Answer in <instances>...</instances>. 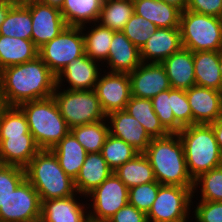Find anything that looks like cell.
<instances>
[{
	"instance_id": "cell-1",
	"label": "cell",
	"mask_w": 222,
	"mask_h": 222,
	"mask_svg": "<svg viewBox=\"0 0 222 222\" xmlns=\"http://www.w3.org/2000/svg\"><path fill=\"white\" fill-rule=\"evenodd\" d=\"M56 85V75L39 56L0 71V89L7 106L49 98Z\"/></svg>"
},
{
	"instance_id": "cell-2",
	"label": "cell",
	"mask_w": 222,
	"mask_h": 222,
	"mask_svg": "<svg viewBox=\"0 0 222 222\" xmlns=\"http://www.w3.org/2000/svg\"><path fill=\"white\" fill-rule=\"evenodd\" d=\"M143 153L148 158L158 183L193 187L194 180L187 170L184 147L178 133L153 138Z\"/></svg>"
},
{
	"instance_id": "cell-3",
	"label": "cell",
	"mask_w": 222,
	"mask_h": 222,
	"mask_svg": "<svg viewBox=\"0 0 222 222\" xmlns=\"http://www.w3.org/2000/svg\"><path fill=\"white\" fill-rule=\"evenodd\" d=\"M25 173L41 201L78 194L74 180L60 167L51 150H40L25 167Z\"/></svg>"
},
{
	"instance_id": "cell-4",
	"label": "cell",
	"mask_w": 222,
	"mask_h": 222,
	"mask_svg": "<svg viewBox=\"0 0 222 222\" xmlns=\"http://www.w3.org/2000/svg\"><path fill=\"white\" fill-rule=\"evenodd\" d=\"M18 107L25 114L29 132L40 150H51L70 132L53 96L27 101Z\"/></svg>"
},
{
	"instance_id": "cell-5",
	"label": "cell",
	"mask_w": 222,
	"mask_h": 222,
	"mask_svg": "<svg viewBox=\"0 0 222 222\" xmlns=\"http://www.w3.org/2000/svg\"><path fill=\"white\" fill-rule=\"evenodd\" d=\"M178 135L184 147L187 170L193 180L222 165V155L210 124L183 127Z\"/></svg>"
},
{
	"instance_id": "cell-6",
	"label": "cell",
	"mask_w": 222,
	"mask_h": 222,
	"mask_svg": "<svg viewBox=\"0 0 222 222\" xmlns=\"http://www.w3.org/2000/svg\"><path fill=\"white\" fill-rule=\"evenodd\" d=\"M179 29L185 49L192 52L222 50V18L184 10Z\"/></svg>"
},
{
	"instance_id": "cell-7",
	"label": "cell",
	"mask_w": 222,
	"mask_h": 222,
	"mask_svg": "<svg viewBox=\"0 0 222 222\" xmlns=\"http://www.w3.org/2000/svg\"><path fill=\"white\" fill-rule=\"evenodd\" d=\"M61 88L63 87L56 85L52 96L70 129L106 119V114L103 112L94 90Z\"/></svg>"
},
{
	"instance_id": "cell-8",
	"label": "cell",
	"mask_w": 222,
	"mask_h": 222,
	"mask_svg": "<svg viewBox=\"0 0 222 222\" xmlns=\"http://www.w3.org/2000/svg\"><path fill=\"white\" fill-rule=\"evenodd\" d=\"M192 198L193 187L161 185L147 213L148 222H188Z\"/></svg>"
},
{
	"instance_id": "cell-9",
	"label": "cell",
	"mask_w": 222,
	"mask_h": 222,
	"mask_svg": "<svg viewBox=\"0 0 222 222\" xmlns=\"http://www.w3.org/2000/svg\"><path fill=\"white\" fill-rule=\"evenodd\" d=\"M85 54L81 27L67 26L54 39L38 49V56L57 76L74 59Z\"/></svg>"
},
{
	"instance_id": "cell-10",
	"label": "cell",
	"mask_w": 222,
	"mask_h": 222,
	"mask_svg": "<svg viewBox=\"0 0 222 222\" xmlns=\"http://www.w3.org/2000/svg\"><path fill=\"white\" fill-rule=\"evenodd\" d=\"M129 188L113 172L101 185L90 192L88 218L95 222H107L119 209L128 204ZM92 210H91V207Z\"/></svg>"
},
{
	"instance_id": "cell-11",
	"label": "cell",
	"mask_w": 222,
	"mask_h": 222,
	"mask_svg": "<svg viewBox=\"0 0 222 222\" xmlns=\"http://www.w3.org/2000/svg\"><path fill=\"white\" fill-rule=\"evenodd\" d=\"M41 217L38 192L25 178L0 207V222H28Z\"/></svg>"
},
{
	"instance_id": "cell-12",
	"label": "cell",
	"mask_w": 222,
	"mask_h": 222,
	"mask_svg": "<svg viewBox=\"0 0 222 222\" xmlns=\"http://www.w3.org/2000/svg\"><path fill=\"white\" fill-rule=\"evenodd\" d=\"M103 72L94 88L103 112L108 115L114 111L124 110L132 96L129 75L109 71L106 73L104 70Z\"/></svg>"
},
{
	"instance_id": "cell-13",
	"label": "cell",
	"mask_w": 222,
	"mask_h": 222,
	"mask_svg": "<svg viewBox=\"0 0 222 222\" xmlns=\"http://www.w3.org/2000/svg\"><path fill=\"white\" fill-rule=\"evenodd\" d=\"M25 6L30 10L32 19L31 40L38 49L67 27L59 8L40 1L31 2Z\"/></svg>"
},
{
	"instance_id": "cell-14",
	"label": "cell",
	"mask_w": 222,
	"mask_h": 222,
	"mask_svg": "<svg viewBox=\"0 0 222 222\" xmlns=\"http://www.w3.org/2000/svg\"><path fill=\"white\" fill-rule=\"evenodd\" d=\"M131 95L137 98L152 99L160 92L171 88L169 78L161 63H141L128 74Z\"/></svg>"
},
{
	"instance_id": "cell-15",
	"label": "cell",
	"mask_w": 222,
	"mask_h": 222,
	"mask_svg": "<svg viewBox=\"0 0 222 222\" xmlns=\"http://www.w3.org/2000/svg\"><path fill=\"white\" fill-rule=\"evenodd\" d=\"M99 63L86 54L74 59L56 76L57 86H65L66 80L68 90H94L98 78L102 74V69L99 67L102 65Z\"/></svg>"
},
{
	"instance_id": "cell-16",
	"label": "cell",
	"mask_w": 222,
	"mask_h": 222,
	"mask_svg": "<svg viewBox=\"0 0 222 222\" xmlns=\"http://www.w3.org/2000/svg\"><path fill=\"white\" fill-rule=\"evenodd\" d=\"M193 124H210L221 117L222 92L201 86L186 90Z\"/></svg>"
},
{
	"instance_id": "cell-17",
	"label": "cell",
	"mask_w": 222,
	"mask_h": 222,
	"mask_svg": "<svg viewBox=\"0 0 222 222\" xmlns=\"http://www.w3.org/2000/svg\"><path fill=\"white\" fill-rule=\"evenodd\" d=\"M106 120L110 124L108 125L110 135L122 139L140 153L147 149L152 138L139 121L126 110L111 112L106 115Z\"/></svg>"
},
{
	"instance_id": "cell-18",
	"label": "cell",
	"mask_w": 222,
	"mask_h": 222,
	"mask_svg": "<svg viewBox=\"0 0 222 222\" xmlns=\"http://www.w3.org/2000/svg\"><path fill=\"white\" fill-rule=\"evenodd\" d=\"M182 48L179 28H157L140 49L143 63H161Z\"/></svg>"
},
{
	"instance_id": "cell-19",
	"label": "cell",
	"mask_w": 222,
	"mask_h": 222,
	"mask_svg": "<svg viewBox=\"0 0 222 222\" xmlns=\"http://www.w3.org/2000/svg\"><path fill=\"white\" fill-rule=\"evenodd\" d=\"M79 195L85 197L78 193V196L41 201V217L46 222H87L88 203H79Z\"/></svg>"
},
{
	"instance_id": "cell-20",
	"label": "cell",
	"mask_w": 222,
	"mask_h": 222,
	"mask_svg": "<svg viewBox=\"0 0 222 222\" xmlns=\"http://www.w3.org/2000/svg\"><path fill=\"white\" fill-rule=\"evenodd\" d=\"M109 72L131 73L141 63L140 50L125 36L122 31L113 34L108 59Z\"/></svg>"
},
{
	"instance_id": "cell-21",
	"label": "cell",
	"mask_w": 222,
	"mask_h": 222,
	"mask_svg": "<svg viewBox=\"0 0 222 222\" xmlns=\"http://www.w3.org/2000/svg\"><path fill=\"white\" fill-rule=\"evenodd\" d=\"M40 151L32 134L0 136V163L25 168Z\"/></svg>"
},
{
	"instance_id": "cell-22",
	"label": "cell",
	"mask_w": 222,
	"mask_h": 222,
	"mask_svg": "<svg viewBox=\"0 0 222 222\" xmlns=\"http://www.w3.org/2000/svg\"><path fill=\"white\" fill-rule=\"evenodd\" d=\"M169 78L171 88L190 89L196 85L193 52L181 48L161 62Z\"/></svg>"
},
{
	"instance_id": "cell-23",
	"label": "cell",
	"mask_w": 222,
	"mask_h": 222,
	"mask_svg": "<svg viewBox=\"0 0 222 222\" xmlns=\"http://www.w3.org/2000/svg\"><path fill=\"white\" fill-rule=\"evenodd\" d=\"M114 171L107 165L101 152L88 153L74 180L77 193L85 197L101 185Z\"/></svg>"
},
{
	"instance_id": "cell-24",
	"label": "cell",
	"mask_w": 222,
	"mask_h": 222,
	"mask_svg": "<svg viewBox=\"0 0 222 222\" xmlns=\"http://www.w3.org/2000/svg\"><path fill=\"white\" fill-rule=\"evenodd\" d=\"M134 13L158 28H179L181 11L162 0H134Z\"/></svg>"
},
{
	"instance_id": "cell-25",
	"label": "cell",
	"mask_w": 222,
	"mask_h": 222,
	"mask_svg": "<svg viewBox=\"0 0 222 222\" xmlns=\"http://www.w3.org/2000/svg\"><path fill=\"white\" fill-rule=\"evenodd\" d=\"M51 151L64 172L75 180L88 154L75 136L69 132Z\"/></svg>"
},
{
	"instance_id": "cell-26",
	"label": "cell",
	"mask_w": 222,
	"mask_h": 222,
	"mask_svg": "<svg viewBox=\"0 0 222 222\" xmlns=\"http://www.w3.org/2000/svg\"><path fill=\"white\" fill-rule=\"evenodd\" d=\"M196 85L221 91L220 51L193 52Z\"/></svg>"
},
{
	"instance_id": "cell-27",
	"label": "cell",
	"mask_w": 222,
	"mask_h": 222,
	"mask_svg": "<svg viewBox=\"0 0 222 222\" xmlns=\"http://www.w3.org/2000/svg\"><path fill=\"white\" fill-rule=\"evenodd\" d=\"M38 56V48L32 40L0 35V71L19 65Z\"/></svg>"
},
{
	"instance_id": "cell-28",
	"label": "cell",
	"mask_w": 222,
	"mask_h": 222,
	"mask_svg": "<svg viewBox=\"0 0 222 222\" xmlns=\"http://www.w3.org/2000/svg\"><path fill=\"white\" fill-rule=\"evenodd\" d=\"M104 0H64L60 9L67 26L97 23Z\"/></svg>"
},
{
	"instance_id": "cell-29",
	"label": "cell",
	"mask_w": 222,
	"mask_h": 222,
	"mask_svg": "<svg viewBox=\"0 0 222 222\" xmlns=\"http://www.w3.org/2000/svg\"><path fill=\"white\" fill-rule=\"evenodd\" d=\"M124 110L139 121L152 139L169 134L154 112L151 99L131 96Z\"/></svg>"
},
{
	"instance_id": "cell-30",
	"label": "cell",
	"mask_w": 222,
	"mask_h": 222,
	"mask_svg": "<svg viewBox=\"0 0 222 222\" xmlns=\"http://www.w3.org/2000/svg\"><path fill=\"white\" fill-rule=\"evenodd\" d=\"M90 27L81 26L84 36L85 54L92 60L99 61L103 64L107 61L112 37L115 31L102 26L97 22ZM87 27V28H86ZM90 28L88 31L86 29ZM87 31V32H85Z\"/></svg>"
},
{
	"instance_id": "cell-31",
	"label": "cell",
	"mask_w": 222,
	"mask_h": 222,
	"mask_svg": "<svg viewBox=\"0 0 222 222\" xmlns=\"http://www.w3.org/2000/svg\"><path fill=\"white\" fill-rule=\"evenodd\" d=\"M114 173L130 189L134 186L156 181L154 171L144 153L118 167Z\"/></svg>"
},
{
	"instance_id": "cell-32",
	"label": "cell",
	"mask_w": 222,
	"mask_h": 222,
	"mask_svg": "<svg viewBox=\"0 0 222 222\" xmlns=\"http://www.w3.org/2000/svg\"><path fill=\"white\" fill-rule=\"evenodd\" d=\"M133 13L132 0H104L97 22L112 31H122Z\"/></svg>"
},
{
	"instance_id": "cell-33",
	"label": "cell",
	"mask_w": 222,
	"mask_h": 222,
	"mask_svg": "<svg viewBox=\"0 0 222 222\" xmlns=\"http://www.w3.org/2000/svg\"><path fill=\"white\" fill-rule=\"evenodd\" d=\"M32 19L25 5H14L0 26V35L31 40Z\"/></svg>"
},
{
	"instance_id": "cell-34",
	"label": "cell",
	"mask_w": 222,
	"mask_h": 222,
	"mask_svg": "<svg viewBox=\"0 0 222 222\" xmlns=\"http://www.w3.org/2000/svg\"><path fill=\"white\" fill-rule=\"evenodd\" d=\"M107 120L75 126L70 132L75 136L77 141L84 147L87 153L101 152L107 136L109 127Z\"/></svg>"
},
{
	"instance_id": "cell-35",
	"label": "cell",
	"mask_w": 222,
	"mask_h": 222,
	"mask_svg": "<svg viewBox=\"0 0 222 222\" xmlns=\"http://www.w3.org/2000/svg\"><path fill=\"white\" fill-rule=\"evenodd\" d=\"M139 153L133 146L110 134L107 136L101 150L103 158L113 171L133 159Z\"/></svg>"
},
{
	"instance_id": "cell-36",
	"label": "cell",
	"mask_w": 222,
	"mask_h": 222,
	"mask_svg": "<svg viewBox=\"0 0 222 222\" xmlns=\"http://www.w3.org/2000/svg\"><path fill=\"white\" fill-rule=\"evenodd\" d=\"M201 188H199V187ZM200 190L202 201H222V165L202 173L194 179L193 196Z\"/></svg>"
},
{
	"instance_id": "cell-37",
	"label": "cell",
	"mask_w": 222,
	"mask_h": 222,
	"mask_svg": "<svg viewBox=\"0 0 222 222\" xmlns=\"http://www.w3.org/2000/svg\"><path fill=\"white\" fill-rule=\"evenodd\" d=\"M153 110L160 123L169 133H178L183 127L175 120L173 109V88L160 92L152 99Z\"/></svg>"
},
{
	"instance_id": "cell-38",
	"label": "cell",
	"mask_w": 222,
	"mask_h": 222,
	"mask_svg": "<svg viewBox=\"0 0 222 222\" xmlns=\"http://www.w3.org/2000/svg\"><path fill=\"white\" fill-rule=\"evenodd\" d=\"M31 134L25 114L18 106H8L0 117V136Z\"/></svg>"
},
{
	"instance_id": "cell-39",
	"label": "cell",
	"mask_w": 222,
	"mask_h": 222,
	"mask_svg": "<svg viewBox=\"0 0 222 222\" xmlns=\"http://www.w3.org/2000/svg\"><path fill=\"white\" fill-rule=\"evenodd\" d=\"M157 28L151 21L133 13L122 32L140 50Z\"/></svg>"
},
{
	"instance_id": "cell-40",
	"label": "cell",
	"mask_w": 222,
	"mask_h": 222,
	"mask_svg": "<svg viewBox=\"0 0 222 222\" xmlns=\"http://www.w3.org/2000/svg\"><path fill=\"white\" fill-rule=\"evenodd\" d=\"M160 186V183L154 181L130 188L128 204L147 214L157 197Z\"/></svg>"
},
{
	"instance_id": "cell-41",
	"label": "cell",
	"mask_w": 222,
	"mask_h": 222,
	"mask_svg": "<svg viewBox=\"0 0 222 222\" xmlns=\"http://www.w3.org/2000/svg\"><path fill=\"white\" fill-rule=\"evenodd\" d=\"M25 178V168L0 163V207Z\"/></svg>"
},
{
	"instance_id": "cell-42",
	"label": "cell",
	"mask_w": 222,
	"mask_h": 222,
	"mask_svg": "<svg viewBox=\"0 0 222 222\" xmlns=\"http://www.w3.org/2000/svg\"><path fill=\"white\" fill-rule=\"evenodd\" d=\"M175 120L182 126L192 125V112L186 90L173 89V109Z\"/></svg>"
},
{
	"instance_id": "cell-43",
	"label": "cell",
	"mask_w": 222,
	"mask_h": 222,
	"mask_svg": "<svg viewBox=\"0 0 222 222\" xmlns=\"http://www.w3.org/2000/svg\"><path fill=\"white\" fill-rule=\"evenodd\" d=\"M192 213L196 222H222V201H202L196 202V207Z\"/></svg>"
},
{
	"instance_id": "cell-44",
	"label": "cell",
	"mask_w": 222,
	"mask_h": 222,
	"mask_svg": "<svg viewBox=\"0 0 222 222\" xmlns=\"http://www.w3.org/2000/svg\"><path fill=\"white\" fill-rule=\"evenodd\" d=\"M186 10L222 18V0H188Z\"/></svg>"
},
{
	"instance_id": "cell-45",
	"label": "cell",
	"mask_w": 222,
	"mask_h": 222,
	"mask_svg": "<svg viewBox=\"0 0 222 222\" xmlns=\"http://www.w3.org/2000/svg\"><path fill=\"white\" fill-rule=\"evenodd\" d=\"M107 222H148L147 214L127 204L119 209Z\"/></svg>"
},
{
	"instance_id": "cell-46",
	"label": "cell",
	"mask_w": 222,
	"mask_h": 222,
	"mask_svg": "<svg viewBox=\"0 0 222 222\" xmlns=\"http://www.w3.org/2000/svg\"><path fill=\"white\" fill-rule=\"evenodd\" d=\"M210 125L212 126V129H213V132L215 135V139L218 143L219 150L222 155V119H218V120L210 123Z\"/></svg>"
},
{
	"instance_id": "cell-47",
	"label": "cell",
	"mask_w": 222,
	"mask_h": 222,
	"mask_svg": "<svg viewBox=\"0 0 222 222\" xmlns=\"http://www.w3.org/2000/svg\"><path fill=\"white\" fill-rule=\"evenodd\" d=\"M13 6L14 4L10 0H0V26Z\"/></svg>"
},
{
	"instance_id": "cell-48",
	"label": "cell",
	"mask_w": 222,
	"mask_h": 222,
	"mask_svg": "<svg viewBox=\"0 0 222 222\" xmlns=\"http://www.w3.org/2000/svg\"><path fill=\"white\" fill-rule=\"evenodd\" d=\"M165 3L178 8L181 12L186 10L188 0H162Z\"/></svg>"
},
{
	"instance_id": "cell-49",
	"label": "cell",
	"mask_w": 222,
	"mask_h": 222,
	"mask_svg": "<svg viewBox=\"0 0 222 222\" xmlns=\"http://www.w3.org/2000/svg\"><path fill=\"white\" fill-rule=\"evenodd\" d=\"M40 2L61 9L64 0H39Z\"/></svg>"
},
{
	"instance_id": "cell-50",
	"label": "cell",
	"mask_w": 222,
	"mask_h": 222,
	"mask_svg": "<svg viewBox=\"0 0 222 222\" xmlns=\"http://www.w3.org/2000/svg\"><path fill=\"white\" fill-rule=\"evenodd\" d=\"M7 104L5 102V99H4V96L1 92V89H0V117L2 115V112L7 108Z\"/></svg>"
},
{
	"instance_id": "cell-51",
	"label": "cell",
	"mask_w": 222,
	"mask_h": 222,
	"mask_svg": "<svg viewBox=\"0 0 222 222\" xmlns=\"http://www.w3.org/2000/svg\"><path fill=\"white\" fill-rule=\"evenodd\" d=\"M14 5H25L31 2H37L39 0H10Z\"/></svg>"
},
{
	"instance_id": "cell-52",
	"label": "cell",
	"mask_w": 222,
	"mask_h": 222,
	"mask_svg": "<svg viewBox=\"0 0 222 222\" xmlns=\"http://www.w3.org/2000/svg\"><path fill=\"white\" fill-rule=\"evenodd\" d=\"M220 65H221V92H222V50L220 51Z\"/></svg>"
},
{
	"instance_id": "cell-53",
	"label": "cell",
	"mask_w": 222,
	"mask_h": 222,
	"mask_svg": "<svg viewBox=\"0 0 222 222\" xmlns=\"http://www.w3.org/2000/svg\"><path fill=\"white\" fill-rule=\"evenodd\" d=\"M28 222H46V221L42 217H38V218L28 221Z\"/></svg>"
},
{
	"instance_id": "cell-54",
	"label": "cell",
	"mask_w": 222,
	"mask_h": 222,
	"mask_svg": "<svg viewBox=\"0 0 222 222\" xmlns=\"http://www.w3.org/2000/svg\"><path fill=\"white\" fill-rule=\"evenodd\" d=\"M220 119H222V101H221V117Z\"/></svg>"
}]
</instances>
